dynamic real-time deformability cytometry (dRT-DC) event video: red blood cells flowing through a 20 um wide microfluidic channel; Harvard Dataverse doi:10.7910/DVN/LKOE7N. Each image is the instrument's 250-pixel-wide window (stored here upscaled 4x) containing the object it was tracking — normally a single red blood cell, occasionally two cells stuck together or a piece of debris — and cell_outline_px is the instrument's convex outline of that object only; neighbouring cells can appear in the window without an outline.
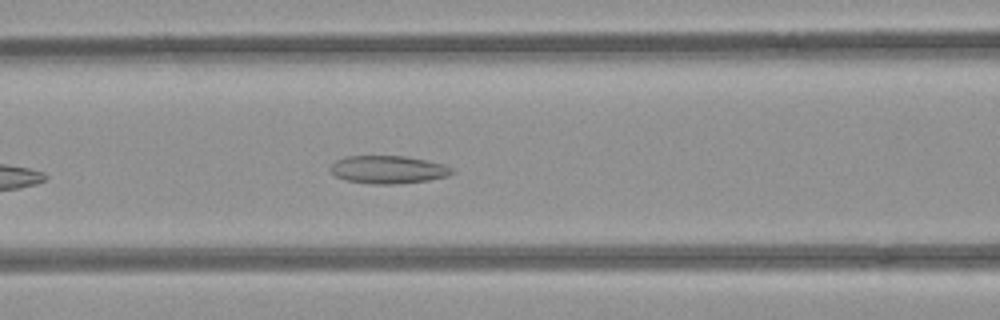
{"species": "common noctule bat (a hibernating species)", "species_latin": "Nyctalus noctula", "temperature_condition": "room temperature", "stored_images_in_passage": 34, "camera_frame_rate_fps": 3000, "um_per_image_px": 0.085, "animal": {"sex": "female", "body_mass_g": 21.9}, "frame": {"image": 1, "passage_image": 9, "time_ms": 2.667, "image_size_px": [1000, 320], "cell_outline_px": [[456, 172], [448, 176], [428, 180], [396, 184], [372, 184], [348, 180], [336, 176], [328, 168], [336, 160], [348, 156], [404, 156], [444, 164], [452, 168]], "centroid_in_image_um": [33.01, 14.41], "position_along_channel_um": 133.6, "area_um2": 19.65}}
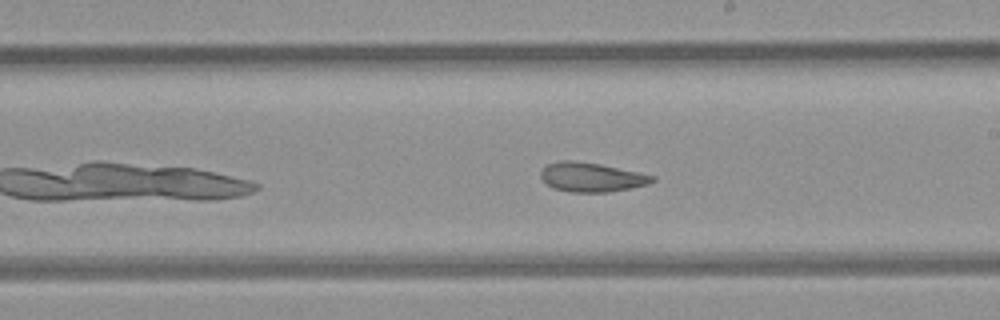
{"frame": {"image": 2, "passage_image": 17, "time_ms": 5.333, "image_size_px": [1000, 320], "cell_outline_px": [[656, 180], [648, 184], [608, 192], [572, 192], [552, 188], [540, 176], [540, 172], [548, 164], [560, 160], [572, 160], [600, 164], [656, 176]], "centroid_in_image_um": [50.27, 15.05], "position_along_channel_um": 238.7, "area_um2": 18.84}}
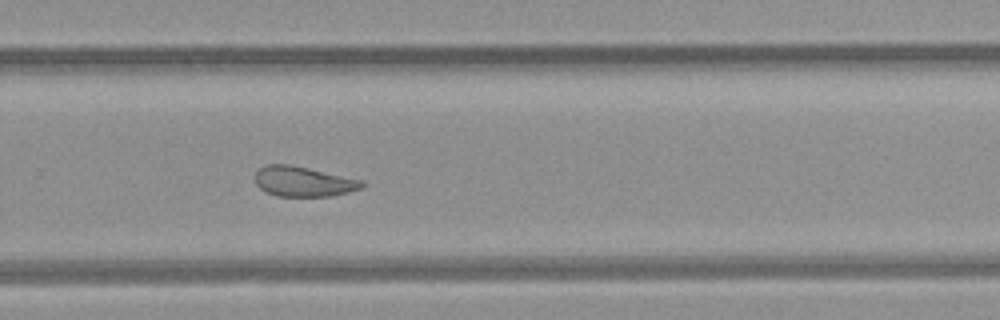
{"frame": {"image": 3, "passage_image": 22, "time_ms": 7.0, "image_size_px": [1000, 320], "cell_outline_px": [[364, 184], [360, 188], [348, 192], [332, 196], [280, 196], [268, 192], [260, 188], [256, 184], [256, 172], [264, 164], [288, 164], [308, 168], [364, 180]], "centroid_in_image_um": [25.79, 15.42], "position_along_channel_um": 304.0, "area_um2": 18.55}, "authors_computed_cell_mechanics": {"area_um2": 19.4497, "velocity_mm_per_s": 3.9404, "shape_relaxation_time_tau1_ms": null, "shape_relaxation_time_tau2_ms": 2.8, "deformation_change_tau1": null, "deformation_change_tau2": 0.1018}}